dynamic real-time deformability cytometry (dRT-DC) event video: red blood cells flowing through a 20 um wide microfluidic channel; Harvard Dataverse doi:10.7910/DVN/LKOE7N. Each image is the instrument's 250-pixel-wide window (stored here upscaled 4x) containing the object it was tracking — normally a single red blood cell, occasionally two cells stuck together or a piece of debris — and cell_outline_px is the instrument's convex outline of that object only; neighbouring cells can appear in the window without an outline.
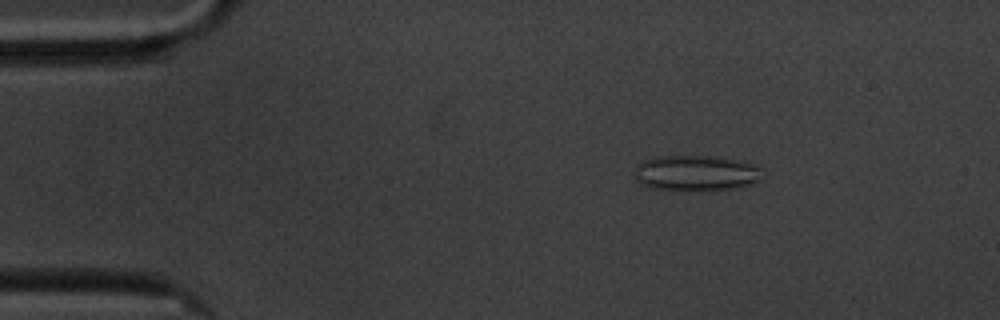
{"species": "common noctule bat (a hibernating species)", "species_latin": "Nyctalus noctula", "temperature_condition": "cold", "stored_images_in_passage": 58, "camera_frame_rate_fps": 3000, "um_per_image_px": 0.085, "animal": {"sex": "male", "body_mass_g": 20.1, "forearm_length_mm": 53.5}, "frame": {"image": 1, "passage_image": 9, "time_ms": 2.667, "image_size_px": [1000, 320], "cell_outline_px": [[760, 180], [748, 184], [732, 188], [704, 192], [688, 192], [648, 188], [640, 184], [636, 180], [636, 164], [644, 160], [656, 156], [712, 156], [736, 160], [756, 164], [760, 168]], "centroid_in_image_um": [59.1, 14.74], "position_along_channel_um": 25.9, "area_um2": 27.05}}
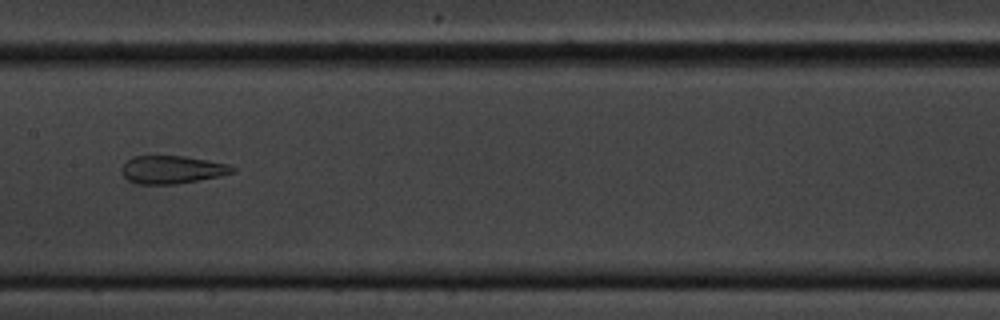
{"frame": {"image": 2, "passage_image": 29, "time_ms": 9.333, "image_size_px": [1000, 320], "cell_outline_px": [[236, 172], [220, 176], [200, 180], [176, 184], [136, 184], [128, 180], [120, 172], [120, 168], [132, 156], [184, 156], [228, 164], [236, 168]], "centroid_in_image_um": [14.62, 14.43], "position_along_channel_um": 192.8, "area_um2": 18.15}}
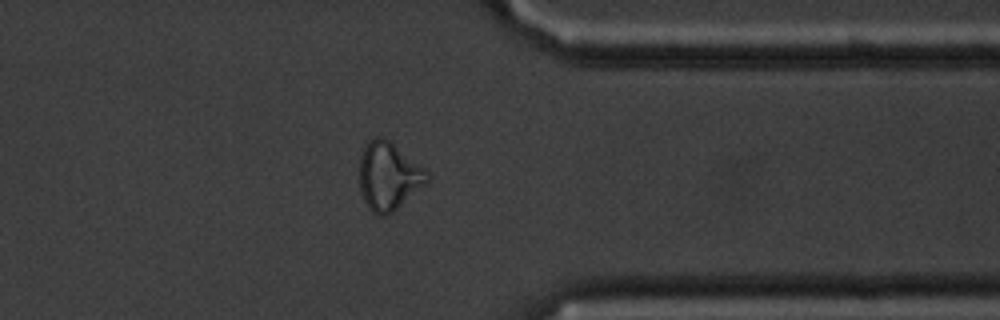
{"frame": {"image": 3, "passage_image": 46, "time_ms": 15.0, "image_size_px": [1000, 320], "cell_outline_px": [[428, 180], [424, 184], [388, 216], [376, 216], [368, 208], [364, 200], [360, 188], [360, 156], [368, 140], [376, 136], [384, 136], [424, 168], [428, 172]], "centroid_in_image_um": [32.99, 14.97], "position_along_channel_um": 378.4, "area_um2": 26.53}, "authors_computed_cell_mechanics": {"area_um2": 23.9581, "velocity_mm_per_s": 3.4035, "shape_relaxation_time_tau1_ms": null, "shape_relaxation_time_tau2_ms": 1.6085, "deformation_change_tau1": null, "deformation_change_tau2": 0.0946}}